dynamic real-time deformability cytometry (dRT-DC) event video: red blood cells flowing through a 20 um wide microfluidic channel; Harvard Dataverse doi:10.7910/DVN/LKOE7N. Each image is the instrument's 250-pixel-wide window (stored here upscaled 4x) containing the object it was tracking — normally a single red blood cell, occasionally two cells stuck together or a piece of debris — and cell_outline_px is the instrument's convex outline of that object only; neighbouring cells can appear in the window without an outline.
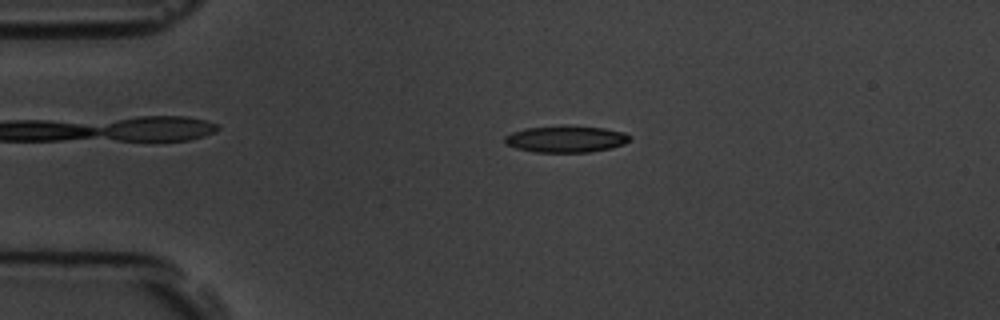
{"species": "common noctule bat (a hibernating species)", "species_latin": "Nyctalus noctula", "temperature_condition": "room temperature", "stored_images_in_passage": 5, "camera_frame_rate_fps": 3000, "um_per_image_px": 0.085, "animal": {"sex": "male", "body_mass_g": 19.5, "forearm_length_mm": 54.6}, "frame": {"image": 1, "passage_image": 4, "time_ms": 3.333, "image_size_px": [1000, 320], "cell_outline_px": [[632, 136], [624, 144], [612, 148], [588, 152], [536, 152], [516, 148], [504, 144], [504, 136], [512, 132], [524, 128], [560, 124], [564, 124], [604, 128], [624, 132]], "centroid_in_image_um": [48.07, 11.79], "position_along_channel_um": 36.9, "area_um2": 19.88}}